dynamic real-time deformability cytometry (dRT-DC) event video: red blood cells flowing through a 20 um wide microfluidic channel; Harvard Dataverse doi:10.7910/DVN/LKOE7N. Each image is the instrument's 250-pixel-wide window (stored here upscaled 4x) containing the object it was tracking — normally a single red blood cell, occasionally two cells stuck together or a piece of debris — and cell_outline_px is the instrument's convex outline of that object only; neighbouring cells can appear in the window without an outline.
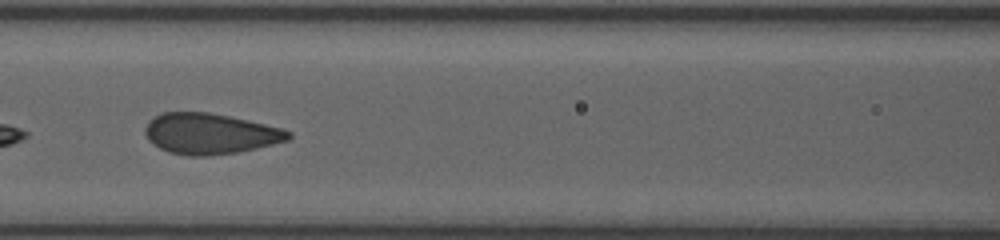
{"species": "human", "species_latin": "Homo sapiens", "temperature_condition": "room temperature", "stored_images_in_passage": 23, "segment_of_instrument_passage": [2, 2], "camera_frame_rate_fps": 3000, "um_per_image_px": 0.085, "donor": {"sex": "female"}, "frame": {"image": 1, "passage_image": 21, "time_ms": 6.667, "image_size_px": [1000, 240], "cell_outline_px": [[292, 136], [288, 140], [256, 148], [236, 152], [208, 156], [188, 156], [168, 152], [152, 144], [148, 140], [144, 132], [144, 128], [148, 120], [164, 112], [208, 112], [248, 120], [280, 128], [292, 132]], "centroid_in_image_um": [17.81, 11.37], "position_along_channel_um": 148.8, "area_um2": 33.99}}